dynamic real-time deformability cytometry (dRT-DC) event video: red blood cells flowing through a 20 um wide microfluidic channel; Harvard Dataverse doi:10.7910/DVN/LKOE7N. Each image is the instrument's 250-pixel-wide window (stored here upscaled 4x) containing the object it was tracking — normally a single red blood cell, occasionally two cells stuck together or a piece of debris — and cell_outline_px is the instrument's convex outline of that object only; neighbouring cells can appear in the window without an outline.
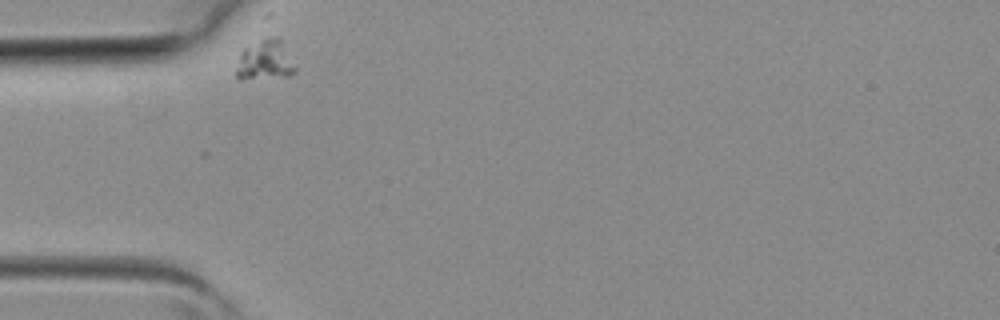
{"species": "common noctule bat (a hibernating species)", "species_latin": "Nyctalus noctula", "temperature_condition": "room temperature", "stored_images_in_passage": 2, "camera_frame_rate_fps": 3000, "um_per_image_px": 0.085, "animal": {"sex": "female", "body_mass_g": 19.3, "forearm_length_mm": 54.1}, "frame": {"image": 1, "passage_image": 1, "time_ms": 0.0, "image_size_px": [1000, 320], "cell_outline_px": [[296, 72], [288, 76], [240, 80], [236, 76], [236, 72], [240, 52], [244, 48], [264, 40], [280, 40], [296, 68]], "centroid_in_image_um": [22.49, 5.21], "position_along_channel_um": 62.5, "area_um2": 13.12}}
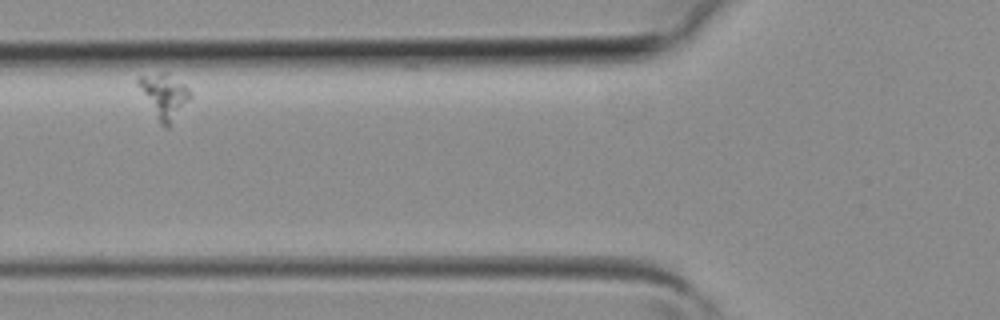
{"frame": {"image": 2, "passage_image": 2, "time_ms": 0.333, "image_size_px": [1000, 320], "cell_outline_px": [[192, 96], [168, 128], [164, 128], [160, 124], [136, 84], [136, 80], [140, 76], [160, 72], [164, 72], [184, 84], [188, 88]], "centroid_in_image_um": [13.93, 8.16], "position_along_channel_um": 111.9, "area_um2": 13.35}}